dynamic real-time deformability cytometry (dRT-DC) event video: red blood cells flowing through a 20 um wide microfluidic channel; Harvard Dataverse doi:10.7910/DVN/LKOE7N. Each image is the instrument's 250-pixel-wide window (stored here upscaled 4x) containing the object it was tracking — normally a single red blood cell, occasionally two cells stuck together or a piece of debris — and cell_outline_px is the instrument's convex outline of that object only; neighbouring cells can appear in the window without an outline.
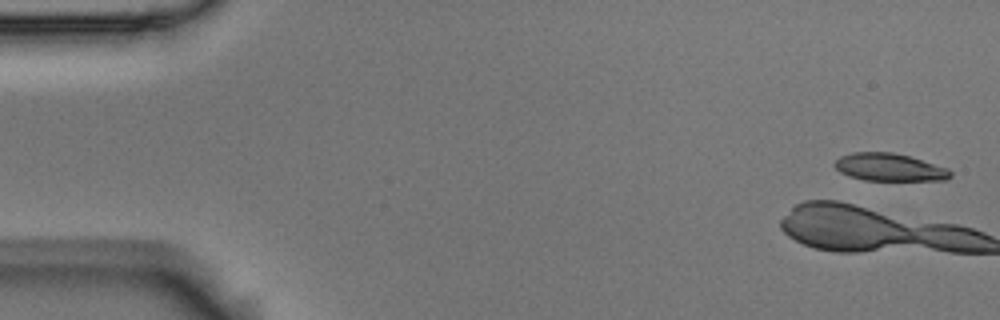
{"species": "Egyptian fruit bat (a non-hibernating species)", "species_latin": "Rousettus aegyptiacus", "temperature_condition": "room temperature", "stored_images_in_passage": 6, "camera_frame_rate_fps": 3000, "um_per_image_px": 0.085, "animal": {"sex": "male"}, "frame": {"image": 1, "passage_image": 1, "time_ms": 0.0, "image_size_px": [1000, 320], "cell_outline_px": [[952, 176], [948, 180], [864, 180], [848, 176], [840, 172], [832, 164], [840, 156], [852, 152], [892, 152], [908, 156], [948, 168], [952, 172]], "centroid_in_image_um": [75.58, 14.22], "position_along_channel_um": 9.4, "area_um2": 18.67}}
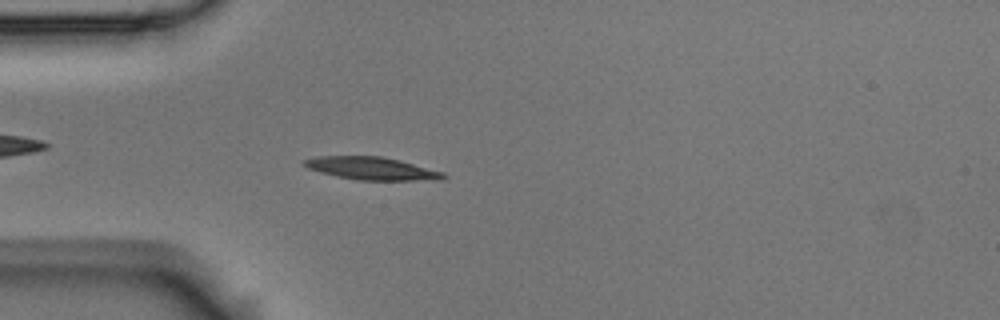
{"frame": {"image": 2, "passage_image": 6, "time_ms": 1.667, "image_size_px": [1000, 320], "cell_outline_px": [[448, 176], [444, 180], [356, 180], [336, 176], [320, 172], [308, 168], [300, 164], [300, 160], [316, 156], [380, 156], [400, 160], [444, 172]], "centroid_in_image_um": [31.58, 14.31], "position_along_channel_um": 53.4, "area_um2": 18.73}}